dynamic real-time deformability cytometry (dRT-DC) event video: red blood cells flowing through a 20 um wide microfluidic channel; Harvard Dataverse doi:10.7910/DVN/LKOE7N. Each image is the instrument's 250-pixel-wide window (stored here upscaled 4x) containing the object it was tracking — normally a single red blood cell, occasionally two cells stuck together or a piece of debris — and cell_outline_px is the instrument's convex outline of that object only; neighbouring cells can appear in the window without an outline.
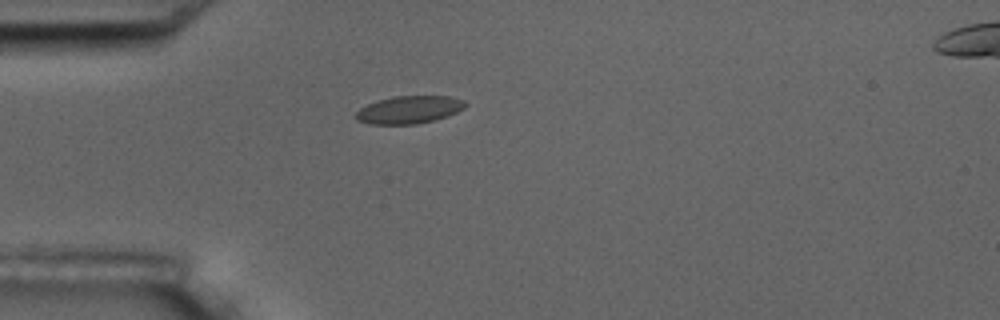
{"species": "common noctule bat (a hibernating species)", "species_latin": "Nyctalus noctula", "temperature_condition": "room temperature", "stored_images_in_passage": 2, "camera_frame_rate_fps": 3000, "um_per_image_px": 0.085, "animal": {"sex": "male", "body_mass_g": 17.5, "forearm_length_mm": 52.3}, "frame": {"image": 1, "passage_image": 1, "time_ms": 0.0, "image_size_px": [1000, 320], "cell_outline_px": [[468, 104], [464, 108], [448, 116], [416, 124], [368, 124], [356, 120], [356, 112], [360, 108], [368, 104], [392, 96], [448, 96], [464, 100]], "centroid_in_image_um": [34.78, 9.32], "position_along_channel_um": 50.2, "area_um2": 17.57}}